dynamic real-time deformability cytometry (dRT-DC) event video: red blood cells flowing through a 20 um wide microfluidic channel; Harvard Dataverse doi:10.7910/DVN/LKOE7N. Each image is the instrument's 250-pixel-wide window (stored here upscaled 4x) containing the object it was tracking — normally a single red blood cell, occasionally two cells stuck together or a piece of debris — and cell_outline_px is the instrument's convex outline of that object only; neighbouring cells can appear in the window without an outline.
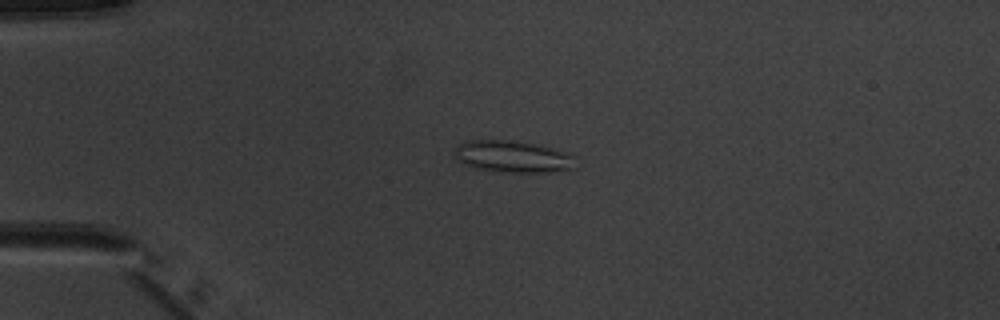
{"species": "common noctule bat (a hibernating species)", "species_latin": "Nyctalus noctula", "temperature_condition": "warm", "stored_images_in_passage": 3, "camera_frame_rate_fps": 3000, "um_per_image_px": 0.085, "animal": {"sex": "male", "body_mass_g": 20.1, "forearm_length_mm": 53.5}, "frame": {"image": 1, "passage_image": 2, "time_ms": 1.333, "image_size_px": [1000, 320], "cell_outline_px": [[576, 168], [552, 172], [500, 172], [476, 168], [464, 164], [452, 152], [464, 140], [512, 140], [536, 144], [552, 148], [576, 156]], "centroid_in_image_um": [43.62, 13.31], "position_along_channel_um": 41.4, "area_um2": 22.6}}